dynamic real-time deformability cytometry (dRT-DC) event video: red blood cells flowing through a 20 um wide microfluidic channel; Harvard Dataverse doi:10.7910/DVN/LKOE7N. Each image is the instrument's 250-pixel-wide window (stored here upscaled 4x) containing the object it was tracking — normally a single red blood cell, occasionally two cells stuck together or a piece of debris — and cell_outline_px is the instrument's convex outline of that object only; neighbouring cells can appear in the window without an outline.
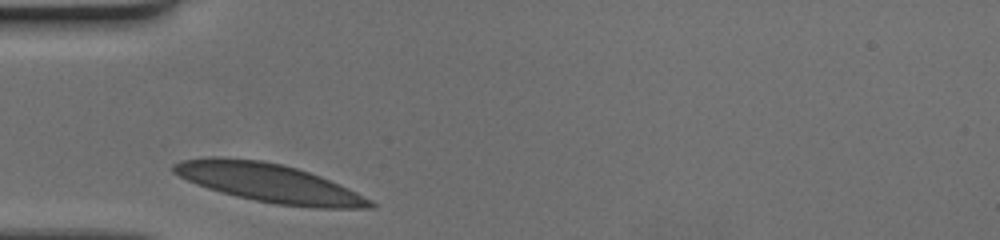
{"species": "human", "species_latin": "Homo sapiens", "temperature_condition": "cold", "stored_images_in_passage": 25, "camera_frame_rate_fps": 3000, "um_per_image_px": 0.085, "donor": {"sex": "female"}, "frame": {"image": 1, "passage_image": 1, "time_ms": 0.0, "image_size_px": [1000, 240], "cell_outline_px": [[376, 208], [320, 208], [276, 204], [236, 196], [208, 188], [188, 180], [172, 172], [172, 164], [180, 160], [212, 156], [260, 160], [280, 164], [296, 168], [320, 176], [348, 188], [372, 200], [376, 204]], "centroid_in_image_um": [22.87, 15.54], "position_along_channel_um": 62.1, "area_um2": 43.81}}
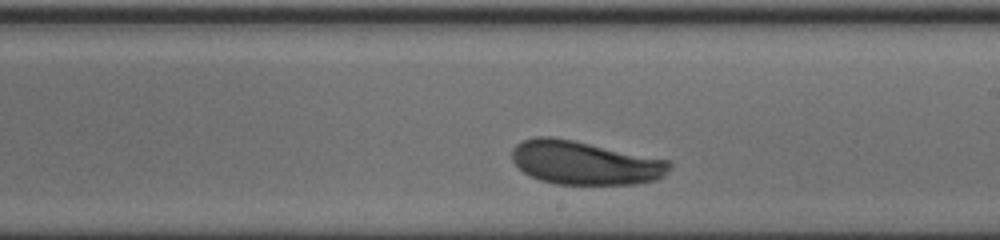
{"frame": {"image": 2, "passage_image": 15, "time_ms": 4.667, "image_size_px": [1000, 240], "cell_outline_px": [[672, 164], [668, 172], [664, 176], [656, 180], [632, 184], [556, 184], [540, 180], [524, 172], [512, 160], [512, 148], [516, 144], [524, 140], [536, 136], [552, 136], [572, 140], [668, 160]], "centroid_in_image_um": [49.7, 13.84], "position_along_channel_um": 239.3, "area_um2": 39.77}}
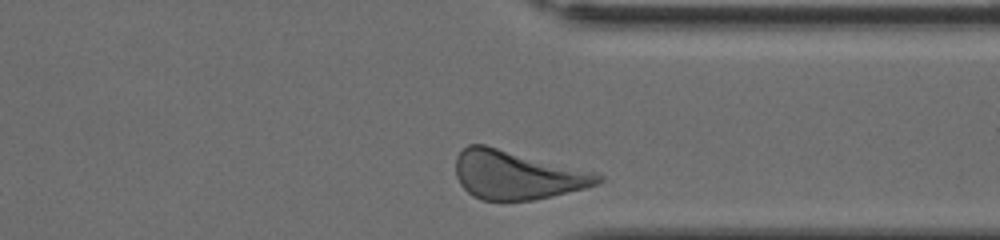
{"frame": {"image": 3, "passage_image": 25, "time_ms": 8.0, "image_size_px": [1000, 240], "cell_outline_px": [[604, 180], [596, 184], [584, 188], [552, 196], [532, 200], [480, 200], [472, 196], [460, 184], [456, 176], [456, 156], [468, 144], [484, 144], [604, 176]], "centroid_in_image_um": [43.85, 14.89], "position_along_channel_um": 367.5, "area_um2": 39.54}}